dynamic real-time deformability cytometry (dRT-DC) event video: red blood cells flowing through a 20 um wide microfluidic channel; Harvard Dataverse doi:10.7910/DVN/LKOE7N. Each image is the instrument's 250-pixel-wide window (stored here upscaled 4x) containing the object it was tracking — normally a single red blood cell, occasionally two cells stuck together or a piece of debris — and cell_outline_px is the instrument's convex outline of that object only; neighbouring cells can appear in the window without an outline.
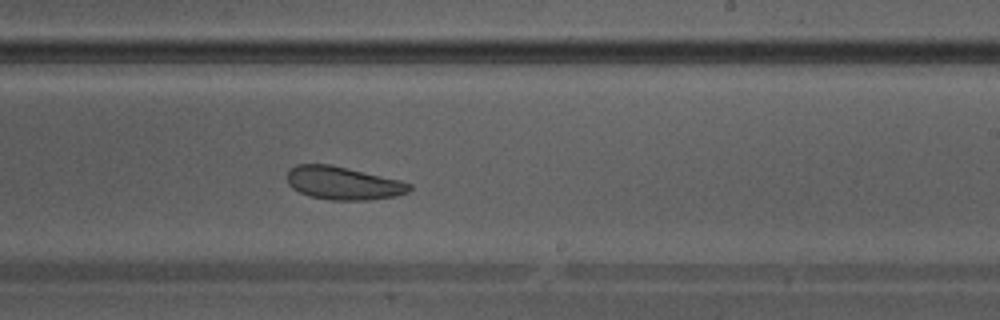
{"species": "Egyptian fruit bat (a non-hibernating species)", "species_latin": "Rousettus aegyptiacus", "temperature_condition": "warm", "stored_images_in_passage": 35, "camera_frame_rate_fps": 3000, "um_per_image_px": 0.085, "animal": {"sex": "male"}, "frame": {"image": 1, "passage_image": 20, "time_ms": 6.333, "image_size_px": [1000, 320], "cell_outline_px": [[412, 188], [408, 192], [396, 196], [368, 200], [332, 200], [308, 196], [292, 188], [288, 184], [288, 172], [296, 164], [328, 164], [348, 168], [400, 180], [412, 184]], "centroid_in_image_um": [29.18, 15.57], "position_along_channel_um": 259.8, "area_um2": 23.52}}